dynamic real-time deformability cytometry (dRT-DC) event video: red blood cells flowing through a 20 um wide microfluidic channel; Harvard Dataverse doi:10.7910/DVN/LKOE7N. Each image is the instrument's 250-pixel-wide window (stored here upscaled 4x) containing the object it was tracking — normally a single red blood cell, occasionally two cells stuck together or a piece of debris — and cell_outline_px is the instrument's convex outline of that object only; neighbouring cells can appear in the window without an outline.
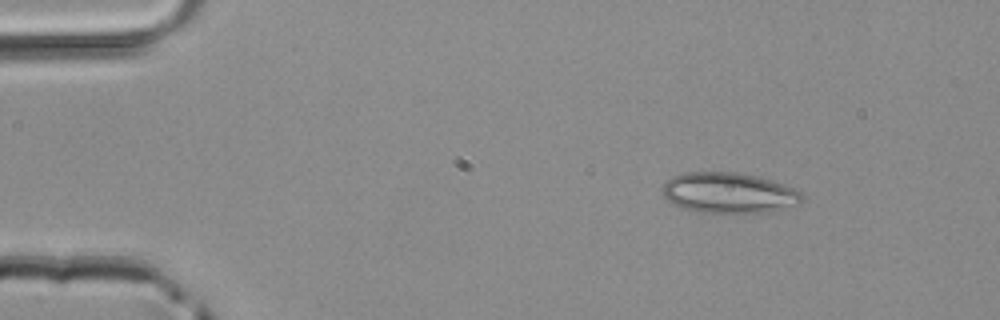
{"species": "common noctule bat (a hibernating species)", "species_latin": "Nyctalus noctula", "temperature_condition": "room temperature", "stored_images_in_passage": 3, "camera_frame_rate_fps": 3000, "um_per_image_px": 0.085, "animal": {"sex": "male", "body_mass_g": 20.4}, "frame": {"image": 1, "passage_image": 1, "time_ms": 0.0, "image_size_px": [1000, 320], "cell_outline_px": [[804, 196], [800, 204], [772, 212], [704, 212], [684, 208], [672, 204], [664, 196], [660, 188], [672, 176], [684, 172], [736, 172], [756, 176], [772, 180], [792, 188], [800, 192]], "centroid_in_image_um": [61.95, 16.39], "position_along_channel_um": 23.1, "area_um2": 32.95}}